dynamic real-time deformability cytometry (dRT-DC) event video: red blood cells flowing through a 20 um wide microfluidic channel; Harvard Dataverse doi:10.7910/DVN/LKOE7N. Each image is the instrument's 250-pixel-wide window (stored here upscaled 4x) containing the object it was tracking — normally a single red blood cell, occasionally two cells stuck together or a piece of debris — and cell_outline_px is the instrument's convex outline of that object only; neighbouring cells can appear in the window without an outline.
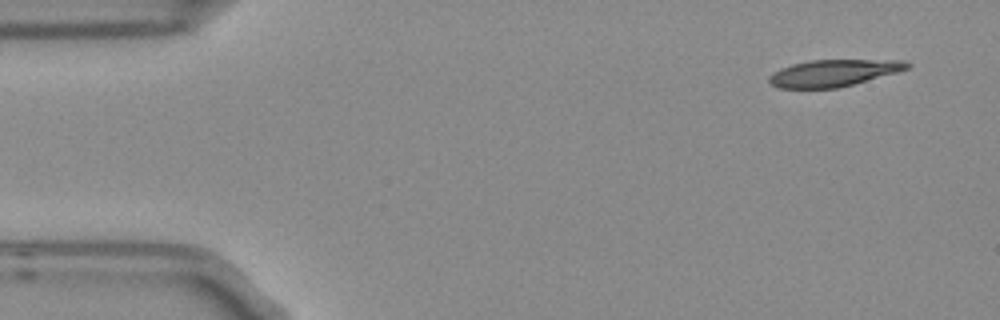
{"species": "Egyptian fruit bat (a non-hibernating species)", "species_latin": "Rousettus aegyptiacus", "temperature_condition": "room temperature", "stored_images_in_passage": 5, "camera_frame_rate_fps": 3000, "um_per_image_px": 0.085, "frame": {"image": 1, "passage_image": 1, "time_ms": 0.0, "image_size_px": [1000, 320], "cell_outline_px": [[912, 64], [908, 68], [896, 72], [852, 84], [836, 88], [780, 88], [772, 84], [768, 80], [768, 76], [780, 68], [792, 64], [808, 60], [904, 60]], "centroid_in_image_um": [70.82, 6.19], "position_along_channel_um": 14.2, "area_um2": 21.33}}
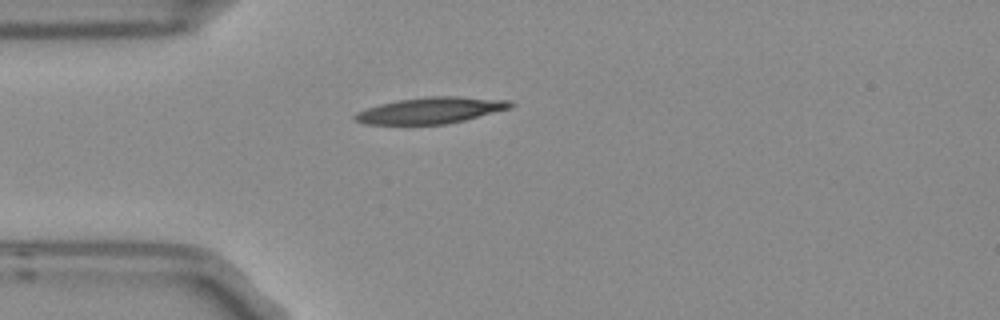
{"frame": {"image": 2, "passage_image": 3, "time_ms": 0.667, "image_size_px": [1000, 320], "cell_outline_px": [[516, 104], [512, 108], [448, 124], [364, 124], [356, 120], [352, 116], [356, 112], [380, 104], [400, 100], [428, 96], [460, 96], [508, 100]], "centroid_in_image_um": [36.66, 9.38], "position_along_channel_um": 48.3, "area_um2": 23.76}}
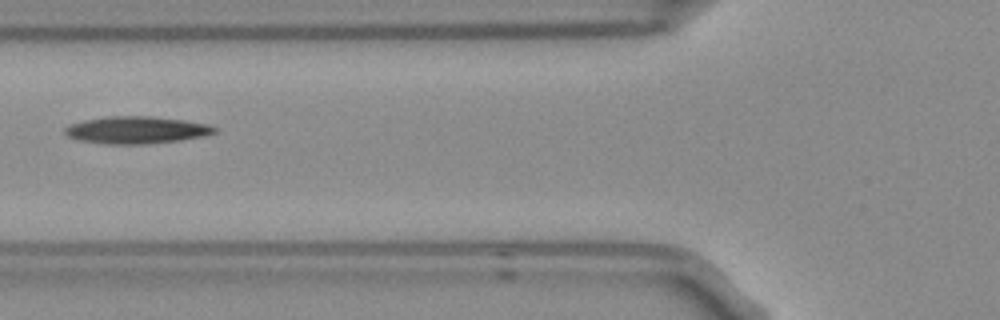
{"frame": {"image": 3, "passage_image": 5, "time_ms": 1.333, "image_size_px": [1000, 320], "cell_outline_px": [[216, 132], [200, 136], [176, 140], [148, 144], [108, 144], [80, 140], [68, 136], [64, 132], [64, 128], [72, 124], [84, 120], [108, 116], [152, 116], [184, 120], [208, 124], [216, 128]], "centroid_in_image_um": [11.57, 11.04], "position_along_channel_um": 114.2, "area_um2": 23.41}}